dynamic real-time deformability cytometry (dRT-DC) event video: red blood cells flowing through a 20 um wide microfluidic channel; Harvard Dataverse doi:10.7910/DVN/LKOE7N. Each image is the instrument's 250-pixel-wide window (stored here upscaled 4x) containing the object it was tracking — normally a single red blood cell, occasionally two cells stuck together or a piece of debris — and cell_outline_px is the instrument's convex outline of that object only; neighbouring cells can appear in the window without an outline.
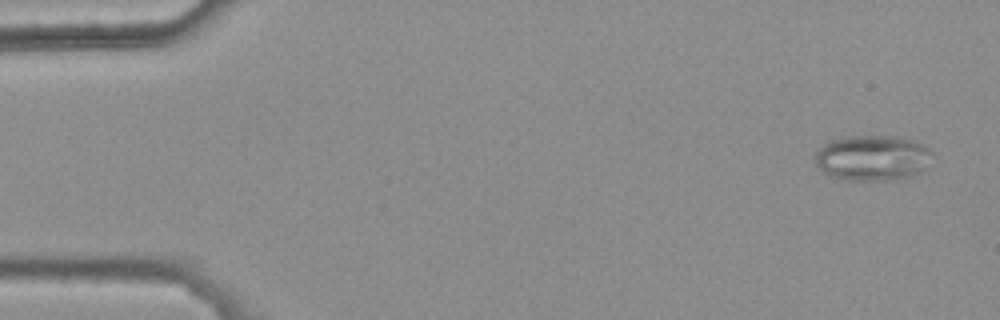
{"species": "common noctule bat (a hibernating species)", "species_latin": "Nyctalus noctula", "temperature_condition": "warm", "stored_images_in_passage": 41, "camera_frame_rate_fps": 3000, "um_per_image_px": 0.085, "animal": {"sex": "female", "body_mass_g": 25.1}, "frame": {"image": 1, "passage_image": 3, "time_ms": 0.667, "image_size_px": [1000, 320], "cell_outline_px": [[932, 152], [924, 168], [920, 172], [908, 176], [892, 180], [848, 180], [832, 176], [824, 172], [816, 164], [816, 152], [824, 144], [832, 140], [848, 136], [896, 136], [912, 140], [928, 148]], "centroid_in_image_um": [74.14, 13.41], "position_along_channel_um": 10.9, "area_um2": 30.58}}
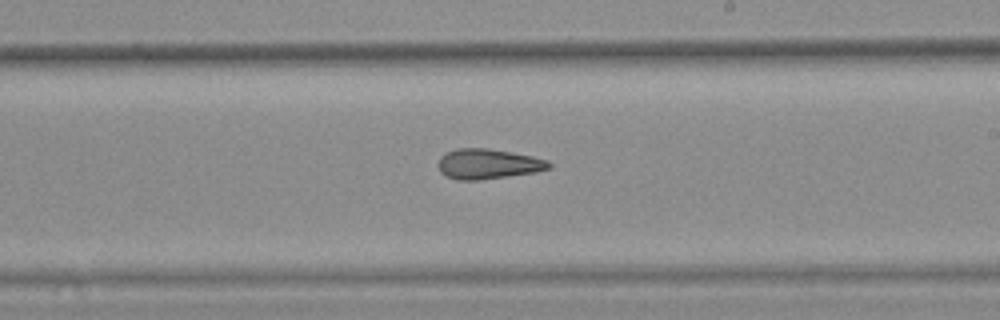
{"frame": {"image": 2, "passage_image": 25, "time_ms": 8.0, "image_size_px": [1000, 320], "cell_outline_px": [[552, 168], [536, 172], [476, 180], [460, 180], [448, 176], [440, 172], [436, 164], [440, 156], [444, 152], [456, 148], [488, 148], [512, 152], [532, 156], [548, 160], [552, 164]], "centroid_in_image_um": [41.47, 13.92], "position_along_channel_um": 247.5, "area_um2": 19.59}}
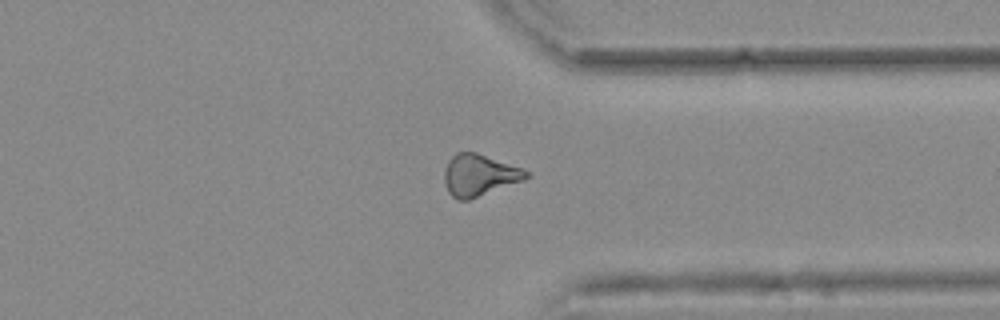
{"frame": {"image": 3, "passage_image": 35, "time_ms": 11.333, "image_size_px": [1000, 320], "cell_outline_px": [[532, 176], [524, 180], [468, 200], [456, 200], [448, 192], [444, 184], [444, 172], [448, 160], [456, 152], [476, 152], [520, 168], [528, 172]], "centroid_in_image_um": [40.7, 14.9], "position_along_channel_um": 370.7, "area_um2": 19.77}, "authors_computed_cell_mechanics": {"area_um2": 19.652, "velocity_mm_per_s": 3.7337, "shape_relaxation_time_tau1_ms": null, "shape_relaxation_time_tau2_ms": 5.4964, "deformation_change_tau1": null, "deformation_change_tau2": 0.1648}}